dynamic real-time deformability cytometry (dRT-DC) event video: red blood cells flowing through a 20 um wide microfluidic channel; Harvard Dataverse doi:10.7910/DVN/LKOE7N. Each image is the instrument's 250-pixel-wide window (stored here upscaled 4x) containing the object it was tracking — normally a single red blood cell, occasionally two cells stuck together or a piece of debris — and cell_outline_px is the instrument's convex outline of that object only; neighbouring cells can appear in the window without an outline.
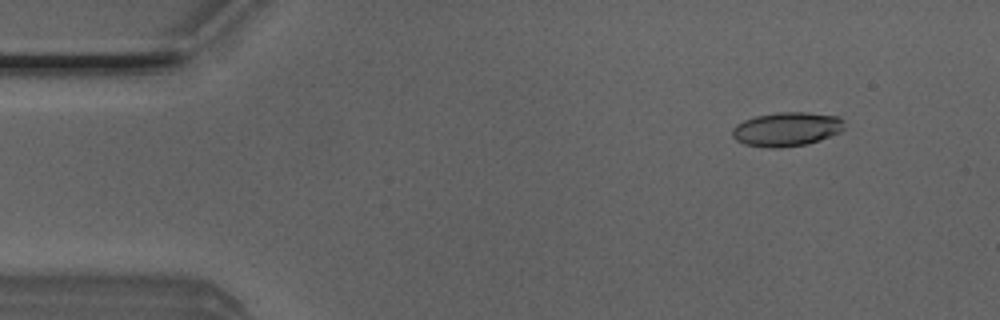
{"species": "Egyptian fruit bat (a non-hibernating species)", "species_latin": "Rousettus aegyptiacus", "temperature_condition": "room temperature", "stored_images_in_passage": 50, "camera_frame_rate_fps": 3000, "um_per_image_px": 0.085, "animal": {"sex": "male"}, "frame": {"image": 1, "passage_image": 6, "time_ms": 1.667, "image_size_px": [1000, 320], "cell_outline_px": [[844, 128], [840, 132], [820, 140], [804, 144], [780, 148], [768, 148], [744, 144], [736, 140], [732, 136], [732, 128], [736, 124], [744, 120], [756, 116], [780, 112], [804, 112], [836, 116], [844, 120]], "centroid_in_image_um": [66.85, 10.98], "position_along_channel_um": 18.2, "area_um2": 22.2}}
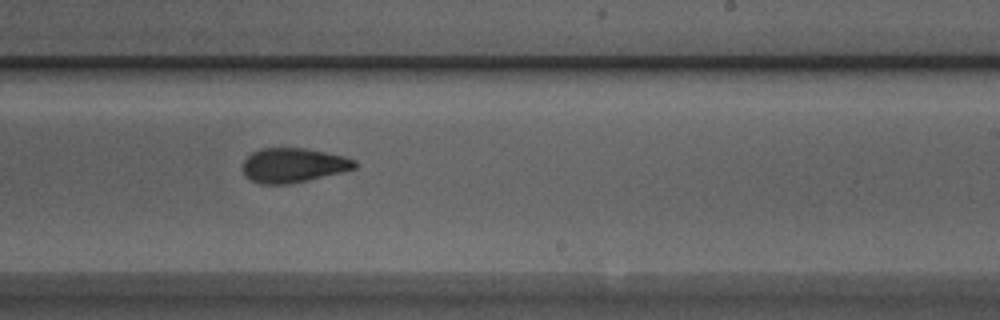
{"frame": {"image": 2, "passage_image": 31, "time_ms": 10.0, "image_size_px": [1000, 320], "cell_outline_px": [[356, 168], [308, 180], [288, 184], [260, 184], [244, 176], [240, 168], [244, 160], [252, 152], [260, 148], [304, 148], [344, 156], [356, 160]], "centroid_in_image_um": [24.87, 14.04], "position_along_channel_um": 264.1, "area_um2": 22.54}}
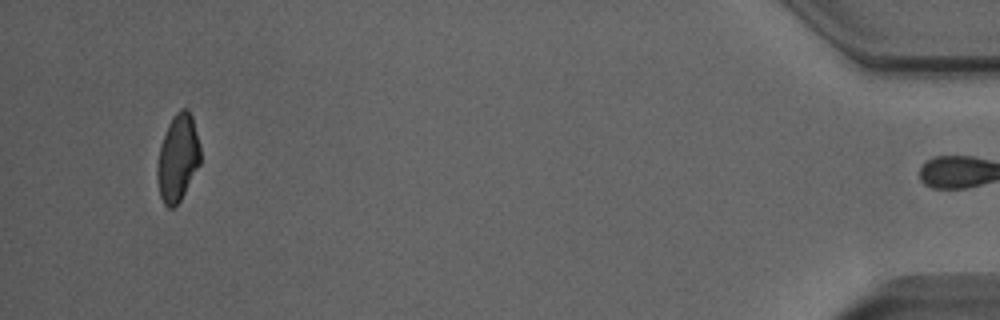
{"frame": {"image": 3, "passage_image": 49, "time_ms": 16.0, "image_size_px": [1000, 320], "cell_outline_px": [[200, 164], [176, 208], [168, 208], [164, 204], [160, 196], [156, 176], [156, 172], [160, 144], [168, 124], [176, 112], [180, 108], [188, 108], [192, 116], [200, 144]], "centroid_in_image_um": [15.11, 13.43], "position_along_channel_um": 420.1, "area_um2": 22.08}, "authors_computed_cell_mechanics": {"area_um2": 22.3975, "velocity_mm_per_s": 4.0104, "shape_relaxation_time_tau1_ms": 5.7831, "shape_relaxation_time_tau2_ms": 2.5227, "deformation_change_tau1": 0.1915, "deformation_change_tau2": 0.1015}}